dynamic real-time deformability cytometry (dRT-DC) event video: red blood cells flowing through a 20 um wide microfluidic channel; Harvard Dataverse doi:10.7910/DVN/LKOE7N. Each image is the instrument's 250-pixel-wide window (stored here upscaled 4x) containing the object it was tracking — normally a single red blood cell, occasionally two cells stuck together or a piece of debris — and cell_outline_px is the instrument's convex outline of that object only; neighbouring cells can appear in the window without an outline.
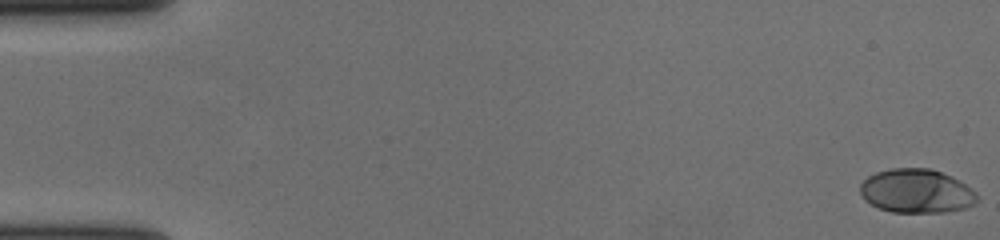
{"species": "human", "species_latin": "Homo sapiens", "temperature_condition": "cold", "stored_images_in_passage": 59, "camera_frame_rate_fps": 3000, "um_per_image_px": 0.085, "donor": {"sex": "female"}, "frame": {"image": 1, "passage_image": 1, "time_ms": 0.0, "image_size_px": [1000, 240], "cell_outline_px": [[976, 204], [964, 208], [944, 212], [892, 212], [880, 208], [864, 200], [860, 192], [860, 184], [868, 176], [876, 172], [892, 168], [932, 168], [964, 184], [976, 192]], "centroid_in_image_um": [77.87, 16.24], "position_along_channel_um": 7.1, "area_um2": 29.65}}
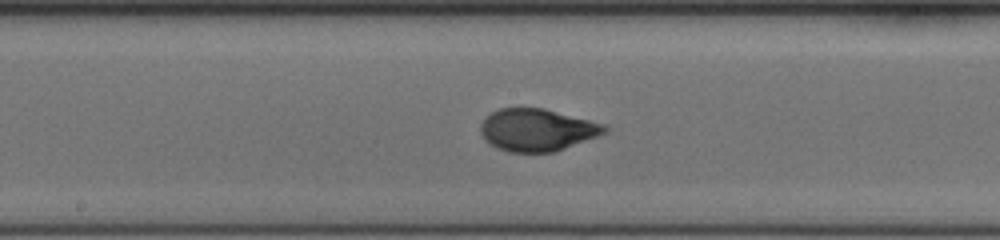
{"frame": {"image": 2, "passage_image": 31, "time_ms": 10.0, "image_size_px": [1000, 240], "cell_outline_px": [[612, 128], [608, 132], [556, 152], [508, 152], [496, 148], [488, 144], [484, 140], [480, 132], [480, 124], [492, 112], [500, 108], [544, 108], [608, 124]], "centroid_in_image_um": [45.7, 11.05], "position_along_channel_um": 202.5, "area_um2": 31.1}}
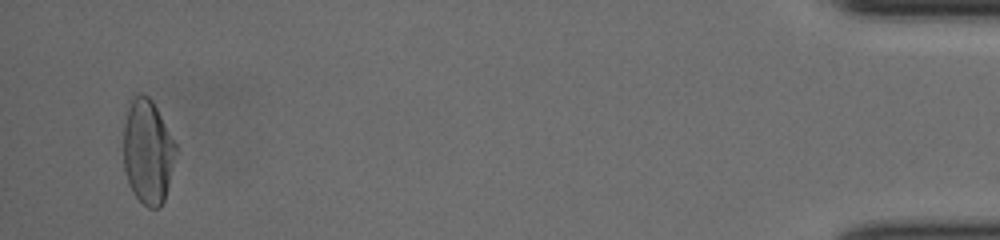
{"frame": {"image": 3, "passage_image": 56, "time_ms": 18.333, "image_size_px": [1000, 240], "cell_outline_px": [[176, 152], [164, 200], [160, 208], [148, 208], [132, 192], [128, 184], [124, 172], [124, 124], [128, 108], [132, 96], [140, 92], [148, 96], [152, 100], [176, 144]], "centroid_in_image_um": [12.54, 12.89], "position_along_channel_um": 422.7, "area_um2": 31.73}, "authors_computed_cell_mechanics": {"area_um2": 30.5184, "velocity_mm_per_s": 3.6404, "shape_relaxation_time_tau1_ms": 4.5752, "shape_relaxation_time_tau2_ms": null, "deformation_change_tau1": 0.1931, "deformation_change_tau2": null}}